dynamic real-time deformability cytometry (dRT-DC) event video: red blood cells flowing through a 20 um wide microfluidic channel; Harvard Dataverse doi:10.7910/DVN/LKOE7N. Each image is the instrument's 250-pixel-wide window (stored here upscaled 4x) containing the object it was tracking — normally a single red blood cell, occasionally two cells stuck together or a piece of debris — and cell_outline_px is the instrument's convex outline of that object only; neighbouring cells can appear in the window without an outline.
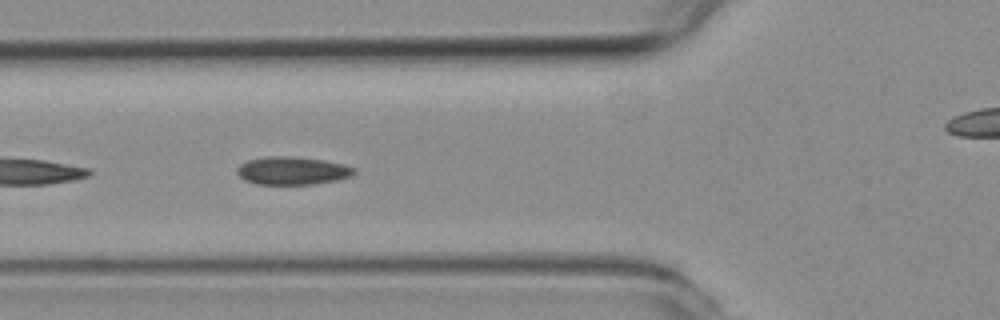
{"species": "common noctule bat (a hibernating species)", "species_latin": "Nyctalus noctula", "temperature_condition": "room temperature", "stored_images_in_passage": 7, "camera_frame_rate_fps": 3000, "um_per_image_px": 0.085, "animal": {"sex": "female", "body_mass_g": 19.3, "forearm_length_mm": 54.1}, "frame": {"image": 1, "passage_image": 5, "time_ms": 1.333, "image_size_px": [1000, 320], "cell_outline_px": [[356, 172], [352, 176], [336, 180], [312, 184], [256, 184], [244, 180], [236, 172], [236, 168], [240, 164], [248, 160], [268, 156], [292, 156], [324, 160], [344, 164], [356, 168]], "centroid_in_image_um": [24.85, 14.5], "position_along_channel_um": 100.9, "area_um2": 19.19}}